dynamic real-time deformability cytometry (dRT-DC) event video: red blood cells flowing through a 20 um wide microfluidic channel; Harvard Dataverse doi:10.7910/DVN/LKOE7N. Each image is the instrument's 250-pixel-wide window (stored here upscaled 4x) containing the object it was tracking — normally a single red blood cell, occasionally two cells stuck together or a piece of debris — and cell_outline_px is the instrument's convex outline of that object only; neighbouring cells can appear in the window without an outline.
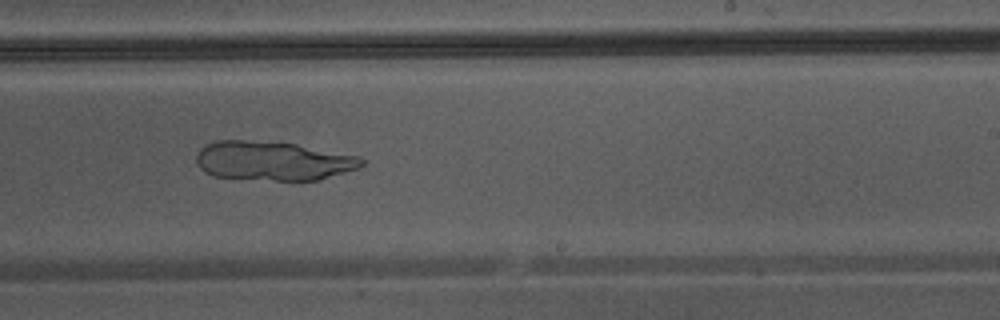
{"species": "Egyptian fruit bat (a non-hibernating species)", "species_latin": "Rousettus aegyptiacus", "temperature_condition": "warm", "stored_images_in_passage": 32, "camera_frame_rate_fps": 3000, "um_per_image_px": 0.085, "animal": {"sex": "male"}, "frame": {"image": 1, "passage_image": 22, "time_ms": 7.0, "image_size_px": [1000, 320], "cell_outline_px": [[364, 164], [356, 168], [320, 180], [276, 180], [212, 176], [204, 172], [200, 168], [196, 160], [196, 152], [204, 144], [216, 140], [244, 140], [296, 144], [360, 156], [364, 160]], "centroid_in_image_um": [23.17, 13.66], "position_along_channel_um": 265.8, "area_um2": 37.63}}